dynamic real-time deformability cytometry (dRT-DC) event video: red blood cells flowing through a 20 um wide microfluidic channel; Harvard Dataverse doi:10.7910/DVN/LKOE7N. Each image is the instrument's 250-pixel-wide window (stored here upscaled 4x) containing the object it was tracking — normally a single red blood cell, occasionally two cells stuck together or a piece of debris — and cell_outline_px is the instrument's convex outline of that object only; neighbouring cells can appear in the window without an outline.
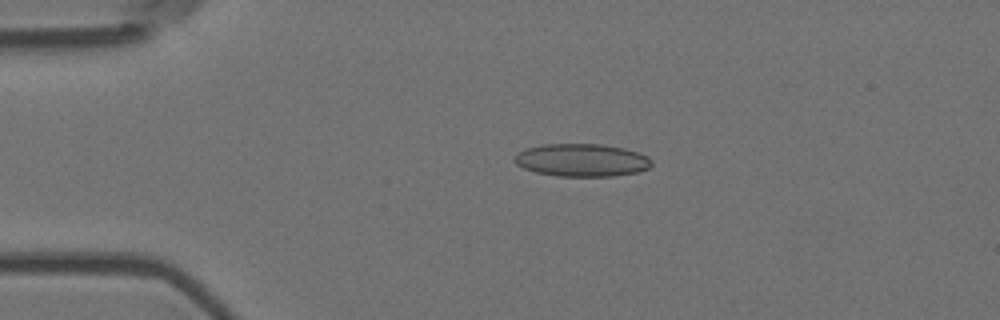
{"species": "Egyptian fruit bat (a non-hibernating species)", "species_latin": "Rousettus aegyptiacus", "temperature_condition": "room temperature", "stored_images_in_passage": 2, "camera_frame_rate_fps": 3000, "um_per_image_px": 0.085, "animal": {"sex": "female"}, "frame": {"image": 1, "passage_image": 1, "time_ms": 0.0, "image_size_px": [1000, 320], "cell_outline_px": [[652, 164], [648, 168], [640, 172], [612, 176], [556, 176], [536, 172], [524, 168], [516, 164], [516, 152], [524, 148], [544, 144], [600, 144], [624, 148], [640, 152], [648, 156], [652, 160]], "centroid_in_image_um": [49.48, 13.61], "position_along_channel_um": 35.5, "area_um2": 26.36}}